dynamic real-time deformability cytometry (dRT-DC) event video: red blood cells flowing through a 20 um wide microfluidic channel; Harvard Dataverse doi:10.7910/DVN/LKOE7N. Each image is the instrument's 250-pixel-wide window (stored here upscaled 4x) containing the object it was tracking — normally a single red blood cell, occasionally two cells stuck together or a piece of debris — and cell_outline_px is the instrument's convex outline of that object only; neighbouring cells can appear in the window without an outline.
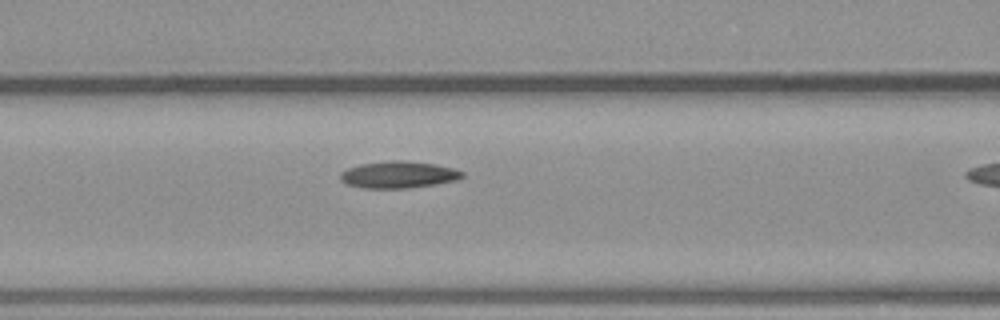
{"species": "common noctule bat (a hibernating species)", "species_latin": "Nyctalus noctula", "temperature_condition": "warm", "stored_images_in_passage": 11, "camera_frame_rate_fps": 3000, "um_per_image_px": 0.085, "animal": {"sex": "male", "body_mass_g": 23.1, "forearm_length_mm": 52.7}, "frame": {"image": 1, "passage_image": 10, "time_ms": 3.0, "image_size_px": [1000, 320], "cell_outline_px": [[464, 176], [456, 180], [436, 184], [408, 188], [364, 188], [344, 184], [340, 180], [340, 172], [348, 168], [360, 164], [388, 160], [396, 160], [436, 164], [452, 168], [464, 172]], "centroid_in_image_um": [33.83, 14.85], "position_along_channel_um": 132.8, "area_um2": 19.13}}